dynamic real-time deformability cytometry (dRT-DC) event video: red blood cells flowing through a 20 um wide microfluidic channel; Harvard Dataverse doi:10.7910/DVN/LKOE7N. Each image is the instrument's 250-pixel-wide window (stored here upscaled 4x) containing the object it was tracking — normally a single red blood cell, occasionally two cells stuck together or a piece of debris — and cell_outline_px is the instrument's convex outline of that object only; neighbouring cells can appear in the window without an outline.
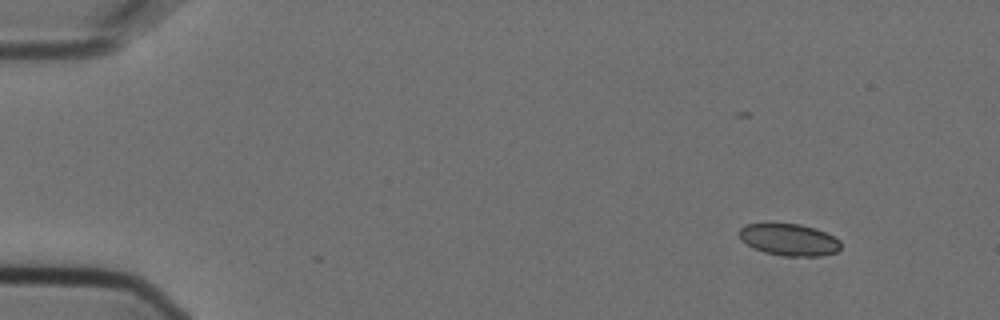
{"species": "Egyptian fruit bat (a non-hibernating species)", "species_latin": "Rousettus aegyptiacus", "temperature_condition": "cold", "stored_images_in_passage": 4, "camera_frame_rate_fps": 3000, "um_per_image_px": 0.085, "animal": {"sex": "female"}, "frame": {"image": 1, "passage_image": 1, "time_ms": 0.0, "image_size_px": [1000, 320], "cell_outline_px": [[840, 248], [836, 252], [820, 256], [784, 256], [764, 252], [752, 248], [740, 240], [736, 232], [744, 224], [764, 220], [772, 220], [800, 224], [816, 228], [840, 240]], "centroid_in_image_um": [66.95, 20.31], "position_along_channel_um": 18.1, "area_um2": 19.94}}
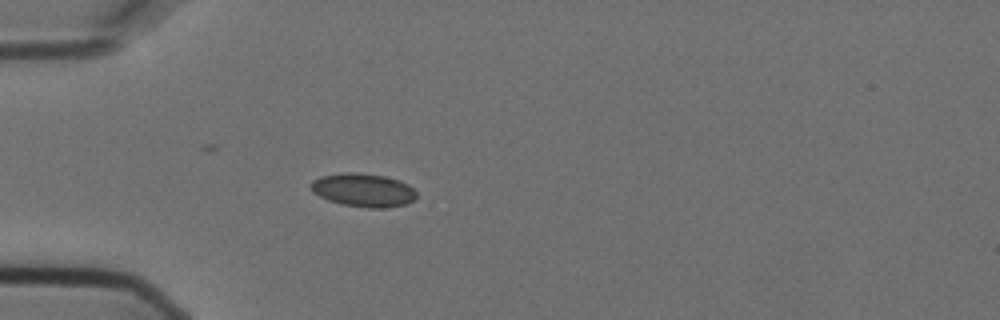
{"frame": {"image": 2, "passage_image": 4, "time_ms": 1.0, "image_size_px": [1000, 320], "cell_outline_px": [[416, 196], [412, 200], [404, 204], [384, 208], [368, 208], [344, 204], [328, 200], [312, 192], [308, 184], [312, 180], [320, 176], [340, 172], [352, 172], [384, 176], [408, 184], [416, 192]], "centroid_in_image_um": [30.81, 16.14], "position_along_channel_um": 54.2, "area_um2": 20.46}}